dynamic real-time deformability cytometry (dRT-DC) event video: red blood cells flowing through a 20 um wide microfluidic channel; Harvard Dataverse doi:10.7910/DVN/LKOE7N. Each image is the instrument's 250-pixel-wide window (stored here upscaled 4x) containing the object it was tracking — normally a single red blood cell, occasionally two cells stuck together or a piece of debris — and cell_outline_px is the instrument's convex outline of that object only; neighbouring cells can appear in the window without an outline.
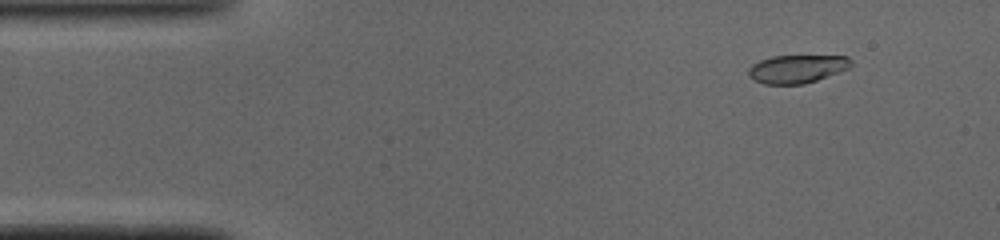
{"species": "common noctule bat (a hibernating species)", "species_latin": "Nyctalus noctula", "temperature_condition": "cold", "stored_images_in_passage": 49, "camera_frame_rate_fps": 3000, "um_per_image_px": 0.085, "animal": {"sex": "male", "body_mass_g": 19.0, "forearm_length_mm": 50.8}, "frame": {"image": 1, "passage_image": 5, "time_ms": 1.333, "image_size_px": [1000, 240], "cell_outline_px": [[852, 64], [848, 68], [816, 80], [804, 84], [764, 84], [748, 76], [748, 68], [752, 64], [760, 60], [772, 56], [848, 56], [852, 60]], "centroid_in_image_um": [67.72, 5.85], "position_along_channel_um": 17.3, "area_um2": 16.7}}
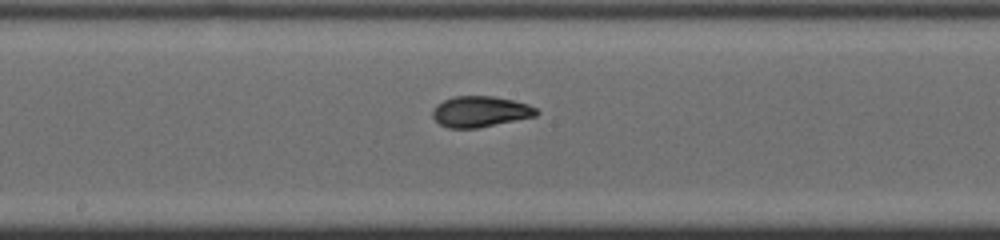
{"frame": {"image": 2, "passage_image": 25, "time_ms": 8.0, "image_size_px": [1000, 240], "cell_outline_px": [[540, 112], [536, 116], [476, 128], [448, 128], [440, 124], [432, 116], [432, 112], [436, 104], [452, 96], [492, 96], [512, 100], [528, 104], [536, 108]], "centroid_in_image_um": [40.81, 9.48], "position_along_channel_um": 207.4, "area_um2": 18.61}}
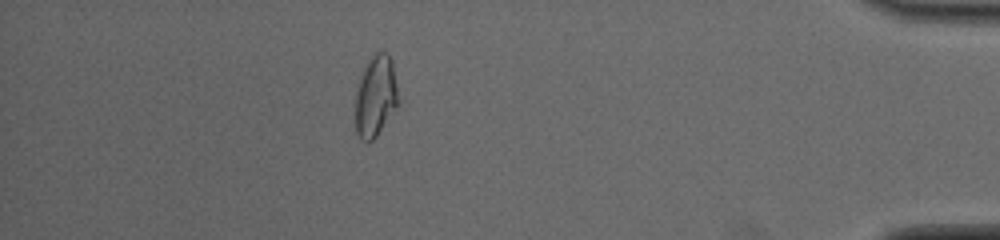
{"frame": {"image": 3, "passage_image": 43, "time_ms": 14.0, "image_size_px": [1000, 240], "cell_outline_px": [[400, 104], [376, 136], [372, 140], [360, 140], [356, 132], [356, 92], [360, 76], [364, 68], [372, 56], [376, 52], [384, 52], [392, 60], [400, 100]], "centroid_in_image_um": [31.95, 8.19], "position_along_channel_um": 403.2, "area_um2": 20.35}, "authors_computed_cell_mechanics": {"area_um2": 18.496, "velocity_mm_per_s": 4.1011, "shape_relaxation_time_tau1_ms": 7.2194, "shape_relaxation_time_tau2_ms": 1.4591, "deformation_change_tau1": 0.2207, "deformation_change_tau2": 0.0641}}